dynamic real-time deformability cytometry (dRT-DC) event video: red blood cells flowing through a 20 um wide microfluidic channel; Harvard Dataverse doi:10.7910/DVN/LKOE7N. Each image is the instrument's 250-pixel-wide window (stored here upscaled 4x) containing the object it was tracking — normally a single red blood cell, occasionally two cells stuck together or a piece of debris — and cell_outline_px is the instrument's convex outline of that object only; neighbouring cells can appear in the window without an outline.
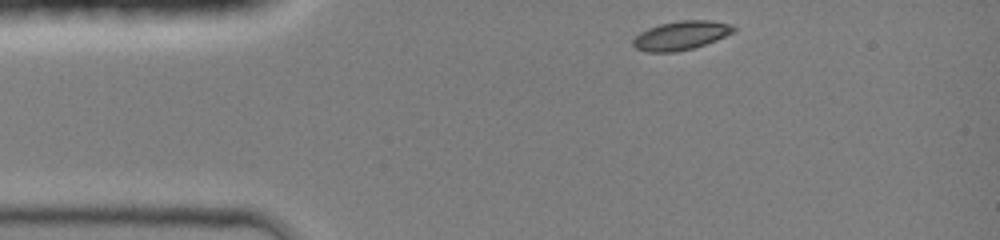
{"species": "common noctule bat (a hibernating species)", "species_latin": "Nyctalus noctula", "temperature_condition": "room temperature", "stored_images_in_passage": 34, "camera_frame_rate_fps": 3000, "um_per_image_px": 0.085, "animal": {"sex": "female", "body_mass_g": 19.0, "forearm_length_mm": 51.5}, "frame": {"image": 1, "passage_image": 1, "time_ms": 0.0, "image_size_px": [1000, 240], "cell_outline_px": [[736, 28], [732, 32], [716, 40], [692, 48], [676, 52], [648, 52], [636, 48], [632, 44], [632, 40], [640, 32], [648, 28], [660, 24], [680, 20], [712, 20], [732, 24]], "centroid_in_image_um": [57.87, 3.0], "position_along_channel_um": 27.1, "area_um2": 16.82}}
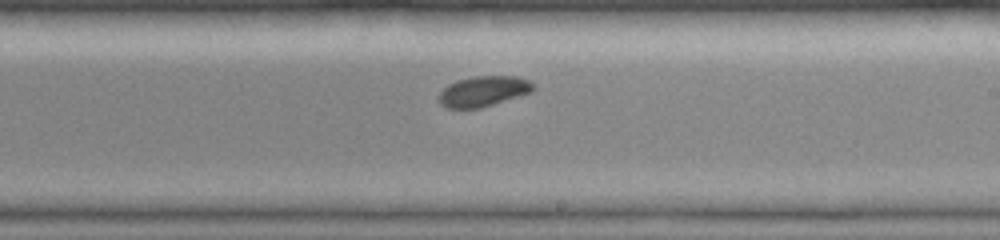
{"frame": {"image": 2, "passage_image": 20, "time_ms": 6.333, "image_size_px": [1000, 240], "cell_outline_px": [[536, 88], [532, 92], [480, 108], [444, 108], [436, 100], [440, 92], [448, 84], [456, 80], [472, 76], [516, 76], [528, 80], [536, 84]], "centroid_in_image_um": [41.07, 7.75], "position_along_channel_um": 247.9, "area_um2": 16.99}}
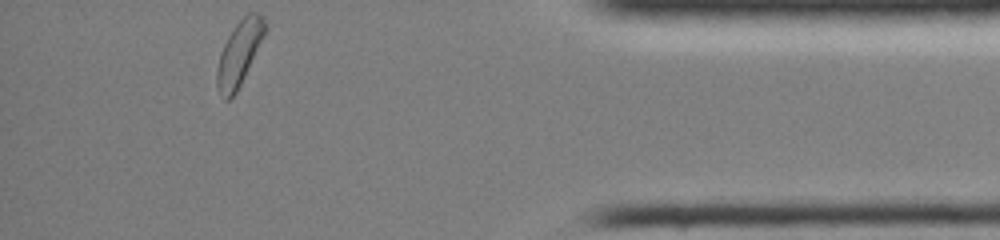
{"frame": {"image": 3, "passage_image": 34, "time_ms": 11.0, "image_size_px": [1000, 240], "cell_outline_px": [[268, 28], [236, 92], [228, 100], [224, 100], [216, 88], [216, 68], [220, 52], [228, 36], [236, 24], [248, 12], [260, 12], [264, 16], [268, 24]], "centroid_in_image_um": [20.34, 4.48], "position_along_channel_um": 414.9, "area_um2": 18.15}, "authors_computed_cell_mechanics": {"area_um2": 17.2822, "velocity_mm_per_s": 4.2284, "shape_relaxation_time_tau1_ms": 2.1384, "shape_relaxation_time_tau2_ms": null, "deformation_change_tau1": 0.0616, "deformation_change_tau2": null}}